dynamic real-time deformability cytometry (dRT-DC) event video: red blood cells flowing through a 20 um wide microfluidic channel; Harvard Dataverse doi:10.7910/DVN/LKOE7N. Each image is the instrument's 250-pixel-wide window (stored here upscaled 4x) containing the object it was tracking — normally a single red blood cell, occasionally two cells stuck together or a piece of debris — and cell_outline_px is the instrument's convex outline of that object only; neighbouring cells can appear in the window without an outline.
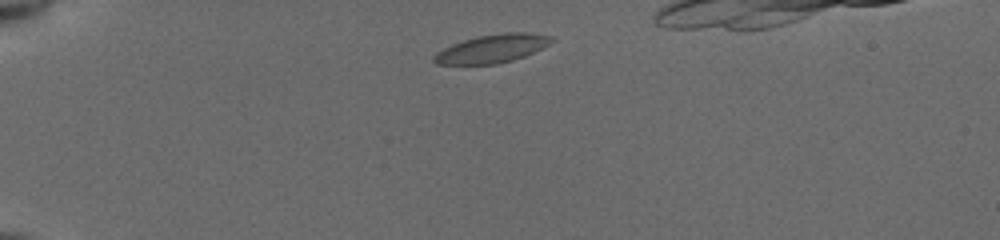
{"species": "common noctule bat (a hibernating species)", "species_latin": "Nyctalus noctula", "temperature_condition": "cold", "stored_images_in_passage": 33, "camera_frame_rate_fps": 3000, "um_per_image_px": 0.085, "animal": {"sex": "female", "body_mass_g": 19.5, "forearm_length_mm": 54.1}, "frame": {"image": 1, "passage_image": 1, "time_ms": 0.0, "image_size_px": [1000, 240], "cell_outline_px": [[556, 40], [524, 56], [512, 60], [496, 64], [436, 64], [432, 60], [432, 56], [436, 52], [452, 44], [476, 36], [504, 32], [528, 32], [552, 36]], "centroid_in_image_um": [41.81, 4.12], "position_along_channel_um": 43.2, "area_um2": 19.36}}
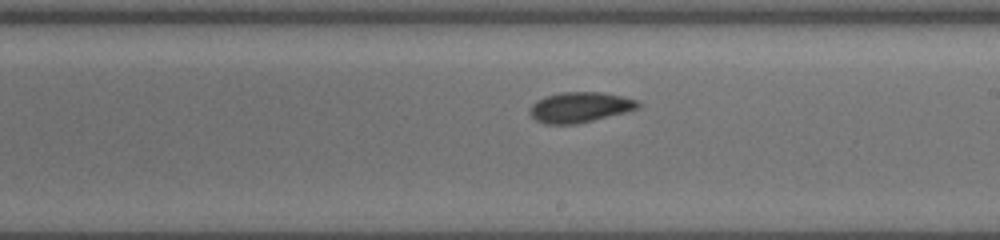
{"frame": {"image": 2, "passage_image": 20, "time_ms": 6.333, "image_size_px": [1000, 240], "cell_outline_px": [[640, 108], [576, 124], [544, 124], [536, 120], [528, 112], [528, 108], [536, 100], [544, 96], [560, 92], [600, 92], [624, 96], [640, 100]], "centroid_in_image_um": [49.27, 9.1], "position_along_channel_um": 239.7, "area_um2": 19.31}}
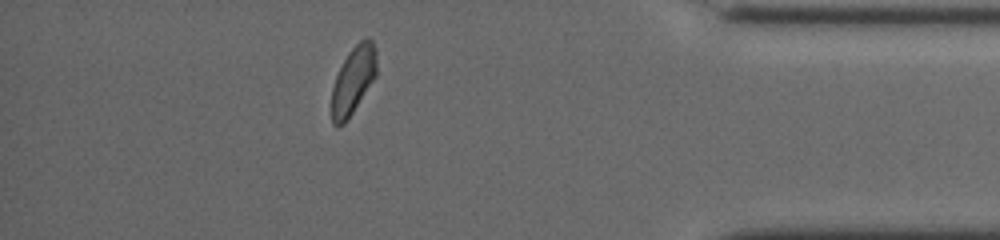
{"frame": {"image": 3, "passage_image": 32, "time_ms": 10.333, "image_size_px": [1000, 240], "cell_outline_px": [[376, 76], [344, 124], [336, 128], [332, 124], [332, 88], [336, 76], [348, 52], [360, 40], [368, 36], [372, 40], [376, 48]], "centroid_in_image_um": [30.02, 6.8], "position_along_channel_um": 405.2, "area_um2": 17.57}, "authors_computed_cell_mechanics": {"area_um2": 19.2474, "velocity_mm_per_s": 3.877, "shape_relaxation_time_tau1_ms": 5.7271, "shape_relaxation_time_tau2_ms": 2.9607, "deformation_change_tau1": 0.1039, "deformation_change_tau2": 0.0721}}